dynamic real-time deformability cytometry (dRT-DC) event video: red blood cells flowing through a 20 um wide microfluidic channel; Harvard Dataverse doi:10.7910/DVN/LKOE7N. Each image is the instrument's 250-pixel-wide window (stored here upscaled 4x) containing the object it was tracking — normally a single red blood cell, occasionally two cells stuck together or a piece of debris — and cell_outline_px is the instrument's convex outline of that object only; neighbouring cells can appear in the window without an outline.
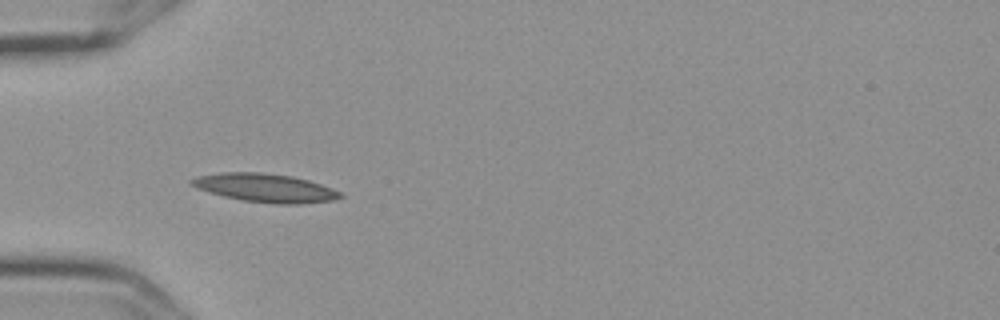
{"species": "Egyptian fruit bat (a non-hibernating species)", "species_latin": "Rousettus aegyptiacus", "temperature_condition": "cold", "stored_images_in_passage": 7, "camera_frame_rate_fps": 3000, "um_per_image_px": 0.085, "frame": {"image": 1, "passage_image": 5, "time_ms": 1.333, "image_size_px": [1000, 320], "cell_outline_px": [[344, 196], [332, 200], [300, 204], [276, 204], [244, 200], [224, 196], [208, 192], [196, 188], [188, 184], [188, 180], [200, 176], [220, 172], [260, 172], [292, 176], [308, 180], [332, 188], [340, 192]], "centroid_in_image_um": [22.51, 15.96], "position_along_channel_um": 62.5, "area_um2": 24.62}}
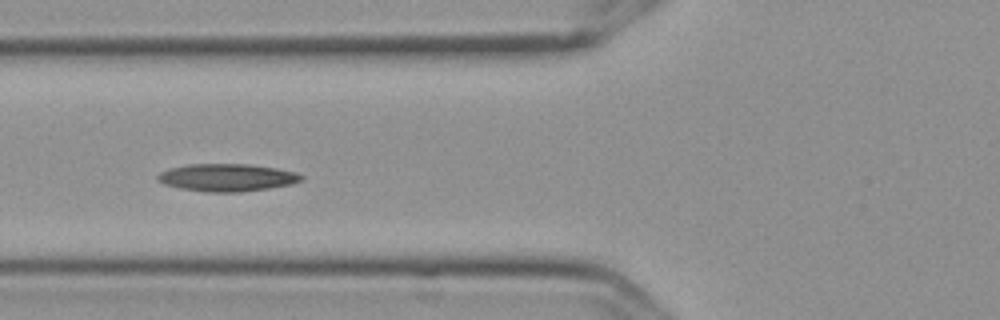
{"frame": {"image": 2, "passage_image": 6, "time_ms": 1.667, "image_size_px": [1000, 320], "cell_outline_px": [[304, 180], [292, 184], [268, 188], [240, 192], [204, 192], [180, 188], [164, 184], [156, 180], [156, 176], [160, 172], [168, 168], [188, 164], [248, 164], [276, 168], [296, 172], [304, 176]], "centroid_in_image_um": [19.28, 15.09], "position_along_channel_um": 106.5, "area_um2": 23.24}}
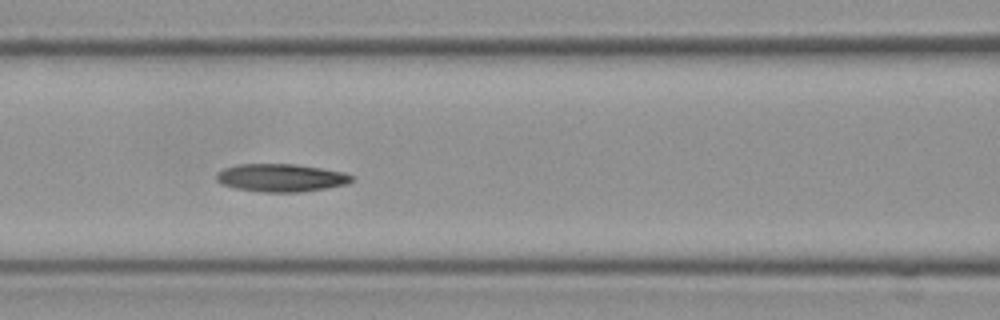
{"frame": {"image": 3, "passage_image": 7, "time_ms": 2.0, "image_size_px": [1000, 320], "cell_outline_px": [[356, 176], [348, 184], [300, 192], [260, 192], [236, 188], [220, 184], [216, 180], [216, 172], [224, 168], [236, 164], [296, 164], [344, 172]], "centroid_in_image_um": [23.87, 15.11], "position_along_channel_um": 142.7, "area_um2": 22.14}}